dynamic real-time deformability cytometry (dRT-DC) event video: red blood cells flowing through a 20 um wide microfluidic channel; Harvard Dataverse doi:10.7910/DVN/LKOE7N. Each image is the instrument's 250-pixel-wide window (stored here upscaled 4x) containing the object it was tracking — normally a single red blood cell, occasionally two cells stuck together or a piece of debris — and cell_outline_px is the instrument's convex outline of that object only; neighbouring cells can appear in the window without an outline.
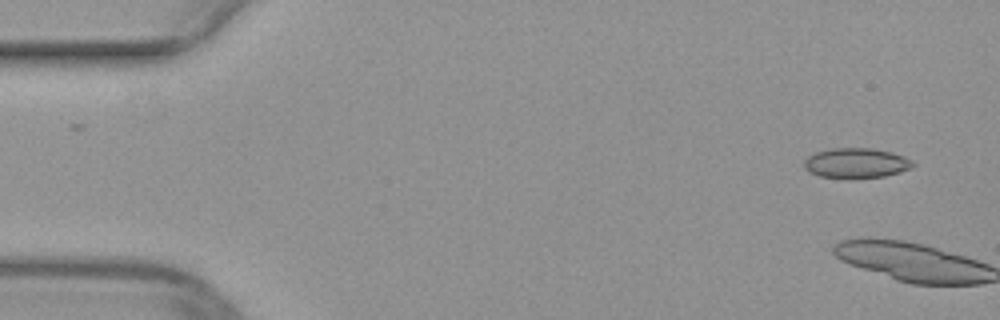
{"species": "common noctule bat (a hibernating species)", "species_latin": "Nyctalus noctula", "temperature_condition": "warm", "stored_images_in_passage": 2, "camera_frame_rate_fps": 3000, "um_per_image_px": 0.085, "animal": {"sex": "female", "body_mass_g": 29.2, "forearm_length_mm": 56.3}, "frame": {"image": 1, "passage_image": 1, "time_ms": 0.0, "image_size_px": [1000, 320], "cell_outline_px": [[916, 164], [912, 168], [900, 172], [884, 176], [848, 180], [820, 176], [808, 172], [804, 168], [804, 160], [808, 156], [816, 152], [832, 148], [872, 148], [904, 156], [912, 160]], "centroid_in_image_um": [72.76, 13.89], "position_along_channel_um": 12.2, "area_um2": 19.42}}